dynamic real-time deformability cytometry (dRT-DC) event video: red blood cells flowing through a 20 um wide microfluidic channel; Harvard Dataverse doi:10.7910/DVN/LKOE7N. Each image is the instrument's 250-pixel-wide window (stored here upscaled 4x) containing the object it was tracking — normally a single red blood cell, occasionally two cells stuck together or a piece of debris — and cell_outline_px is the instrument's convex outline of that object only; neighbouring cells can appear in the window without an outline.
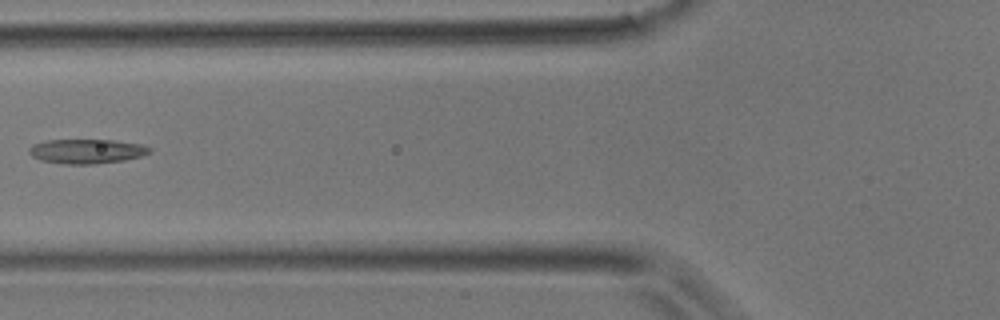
{"species": "common noctule bat (a hibernating species)", "species_latin": "Nyctalus noctula", "temperature_condition": "room temperature", "stored_images_in_passage": 4, "camera_frame_rate_fps": 3000, "um_per_image_px": 0.085, "animal": {"sex": "male", "body_mass_g": 17.9}, "frame": {"image": 1, "passage_image": 4, "time_ms": 1.0, "image_size_px": [1000, 320], "cell_outline_px": [[152, 152], [140, 156], [124, 160], [96, 164], [64, 164], [40, 160], [32, 156], [28, 152], [28, 148], [32, 144], [48, 140], [112, 140], [144, 144], [152, 148]], "centroid_in_image_um": [7.38, 12.86], "position_along_channel_um": 118.4, "area_um2": 17.34}}